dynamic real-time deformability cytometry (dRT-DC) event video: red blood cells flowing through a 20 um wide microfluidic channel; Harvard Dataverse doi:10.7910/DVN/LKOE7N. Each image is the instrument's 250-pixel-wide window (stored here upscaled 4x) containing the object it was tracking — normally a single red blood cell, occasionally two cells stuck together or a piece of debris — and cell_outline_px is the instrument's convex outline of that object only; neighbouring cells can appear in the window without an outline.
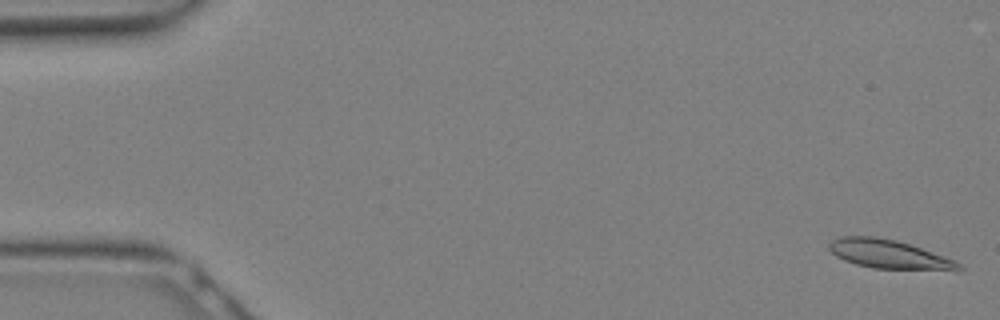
{"species": "Egyptian fruit bat (a non-hibernating species)", "species_latin": "Rousettus aegyptiacus", "temperature_condition": "warm", "stored_images_in_passage": 8, "camera_frame_rate_fps": 3000, "um_per_image_px": 0.085, "animal": {"sex": "female"}, "frame": {"image": 1, "passage_image": 1, "time_ms": 0.0, "image_size_px": [1000, 320], "cell_outline_px": [[964, 268], [960, 272], [956, 272], [872, 268], [856, 264], [844, 260], [836, 256], [828, 248], [828, 244], [832, 240], [840, 236], [876, 236], [896, 240], [956, 260]], "centroid_in_image_um": [75.65, 21.65], "position_along_channel_um": 9.4, "area_um2": 22.31}}